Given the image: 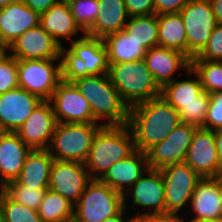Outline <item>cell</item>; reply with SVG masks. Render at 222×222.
Returning a JSON list of instances; mask_svg holds the SVG:
<instances>
[{
  "instance_id": "obj_17",
  "label": "cell",
  "mask_w": 222,
  "mask_h": 222,
  "mask_svg": "<svg viewBox=\"0 0 222 222\" xmlns=\"http://www.w3.org/2000/svg\"><path fill=\"white\" fill-rule=\"evenodd\" d=\"M42 101L20 87L0 94V126L4 132H17Z\"/></svg>"
},
{
  "instance_id": "obj_33",
  "label": "cell",
  "mask_w": 222,
  "mask_h": 222,
  "mask_svg": "<svg viewBox=\"0 0 222 222\" xmlns=\"http://www.w3.org/2000/svg\"><path fill=\"white\" fill-rule=\"evenodd\" d=\"M70 11L83 33H87L95 23L99 13V0H69Z\"/></svg>"
},
{
  "instance_id": "obj_12",
  "label": "cell",
  "mask_w": 222,
  "mask_h": 222,
  "mask_svg": "<svg viewBox=\"0 0 222 222\" xmlns=\"http://www.w3.org/2000/svg\"><path fill=\"white\" fill-rule=\"evenodd\" d=\"M196 129L182 122L163 141L151 147L146 152L149 168L160 170L168 165L183 163Z\"/></svg>"
},
{
  "instance_id": "obj_25",
  "label": "cell",
  "mask_w": 222,
  "mask_h": 222,
  "mask_svg": "<svg viewBox=\"0 0 222 222\" xmlns=\"http://www.w3.org/2000/svg\"><path fill=\"white\" fill-rule=\"evenodd\" d=\"M40 25L61 46V39L66 38L73 42L72 37L82 31L75 22L68 3L61 1L40 14Z\"/></svg>"
},
{
  "instance_id": "obj_43",
  "label": "cell",
  "mask_w": 222,
  "mask_h": 222,
  "mask_svg": "<svg viewBox=\"0 0 222 222\" xmlns=\"http://www.w3.org/2000/svg\"><path fill=\"white\" fill-rule=\"evenodd\" d=\"M143 222H185V220L178 215L166 214L147 218Z\"/></svg>"
},
{
  "instance_id": "obj_30",
  "label": "cell",
  "mask_w": 222,
  "mask_h": 222,
  "mask_svg": "<svg viewBox=\"0 0 222 222\" xmlns=\"http://www.w3.org/2000/svg\"><path fill=\"white\" fill-rule=\"evenodd\" d=\"M123 31L135 41L140 43L146 51L158 46V20L157 15L131 16Z\"/></svg>"
},
{
  "instance_id": "obj_6",
  "label": "cell",
  "mask_w": 222,
  "mask_h": 222,
  "mask_svg": "<svg viewBox=\"0 0 222 222\" xmlns=\"http://www.w3.org/2000/svg\"><path fill=\"white\" fill-rule=\"evenodd\" d=\"M124 208V195L93 179L74 204L72 222H103Z\"/></svg>"
},
{
  "instance_id": "obj_47",
  "label": "cell",
  "mask_w": 222,
  "mask_h": 222,
  "mask_svg": "<svg viewBox=\"0 0 222 222\" xmlns=\"http://www.w3.org/2000/svg\"><path fill=\"white\" fill-rule=\"evenodd\" d=\"M216 179V184L218 187V193L220 197V205L222 209V171L214 177Z\"/></svg>"
},
{
  "instance_id": "obj_19",
  "label": "cell",
  "mask_w": 222,
  "mask_h": 222,
  "mask_svg": "<svg viewBox=\"0 0 222 222\" xmlns=\"http://www.w3.org/2000/svg\"><path fill=\"white\" fill-rule=\"evenodd\" d=\"M40 24V14L21 0L0 8V47L7 50L14 41Z\"/></svg>"
},
{
  "instance_id": "obj_3",
  "label": "cell",
  "mask_w": 222,
  "mask_h": 222,
  "mask_svg": "<svg viewBox=\"0 0 222 222\" xmlns=\"http://www.w3.org/2000/svg\"><path fill=\"white\" fill-rule=\"evenodd\" d=\"M59 60L61 79L65 82L109 72L108 51L104 40L87 36L85 33L79 39H74L69 49L64 45L61 47Z\"/></svg>"
},
{
  "instance_id": "obj_15",
  "label": "cell",
  "mask_w": 222,
  "mask_h": 222,
  "mask_svg": "<svg viewBox=\"0 0 222 222\" xmlns=\"http://www.w3.org/2000/svg\"><path fill=\"white\" fill-rule=\"evenodd\" d=\"M61 45L39 24L19 36L7 49L16 60L59 59Z\"/></svg>"
},
{
  "instance_id": "obj_31",
  "label": "cell",
  "mask_w": 222,
  "mask_h": 222,
  "mask_svg": "<svg viewBox=\"0 0 222 222\" xmlns=\"http://www.w3.org/2000/svg\"><path fill=\"white\" fill-rule=\"evenodd\" d=\"M73 208L65 197L48 188L37 212L42 222H72Z\"/></svg>"
},
{
  "instance_id": "obj_4",
  "label": "cell",
  "mask_w": 222,
  "mask_h": 222,
  "mask_svg": "<svg viewBox=\"0 0 222 222\" xmlns=\"http://www.w3.org/2000/svg\"><path fill=\"white\" fill-rule=\"evenodd\" d=\"M72 83L90 103L93 117L100 120L102 126L127 124L129 108L113 86L108 73L77 78ZM104 118L108 122H104Z\"/></svg>"
},
{
  "instance_id": "obj_44",
  "label": "cell",
  "mask_w": 222,
  "mask_h": 222,
  "mask_svg": "<svg viewBox=\"0 0 222 222\" xmlns=\"http://www.w3.org/2000/svg\"><path fill=\"white\" fill-rule=\"evenodd\" d=\"M218 24H222V0H209Z\"/></svg>"
},
{
  "instance_id": "obj_41",
  "label": "cell",
  "mask_w": 222,
  "mask_h": 222,
  "mask_svg": "<svg viewBox=\"0 0 222 222\" xmlns=\"http://www.w3.org/2000/svg\"><path fill=\"white\" fill-rule=\"evenodd\" d=\"M189 0H154L155 14L179 13Z\"/></svg>"
},
{
  "instance_id": "obj_7",
  "label": "cell",
  "mask_w": 222,
  "mask_h": 222,
  "mask_svg": "<svg viewBox=\"0 0 222 222\" xmlns=\"http://www.w3.org/2000/svg\"><path fill=\"white\" fill-rule=\"evenodd\" d=\"M101 123H57L48 148L55 160L85 163Z\"/></svg>"
},
{
  "instance_id": "obj_26",
  "label": "cell",
  "mask_w": 222,
  "mask_h": 222,
  "mask_svg": "<svg viewBox=\"0 0 222 222\" xmlns=\"http://www.w3.org/2000/svg\"><path fill=\"white\" fill-rule=\"evenodd\" d=\"M99 4L98 16L86 35L104 39L107 35L122 31L130 17L124 0H99Z\"/></svg>"
},
{
  "instance_id": "obj_29",
  "label": "cell",
  "mask_w": 222,
  "mask_h": 222,
  "mask_svg": "<svg viewBox=\"0 0 222 222\" xmlns=\"http://www.w3.org/2000/svg\"><path fill=\"white\" fill-rule=\"evenodd\" d=\"M103 40L109 64L138 61L145 57L146 50L123 30L107 35Z\"/></svg>"
},
{
  "instance_id": "obj_10",
  "label": "cell",
  "mask_w": 222,
  "mask_h": 222,
  "mask_svg": "<svg viewBox=\"0 0 222 222\" xmlns=\"http://www.w3.org/2000/svg\"><path fill=\"white\" fill-rule=\"evenodd\" d=\"M165 187V215H178L190 203L196 184L202 178L187 163L168 165L160 169Z\"/></svg>"
},
{
  "instance_id": "obj_9",
  "label": "cell",
  "mask_w": 222,
  "mask_h": 222,
  "mask_svg": "<svg viewBox=\"0 0 222 222\" xmlns=\"http://www.w3.org/2000/svg\"><path fill=\"white\" fill-rule=\"evenodd\" d=\"M179 13L186 29L187 56L192 59L204 49L218 23L209 0H189Z\"/></svg>"
},
{
  "instance_id": "obj_16",
  "label": "cell",
  "mask_w": 222,
  "mask_h": 222,
  "mask_svg": "<svg viewBox=\"0 0 222 222\" xmlns=\"http://www.w3.org/2000/svg\"><path fill=\"white\" fill-rule=\"evenodd\" d=\"M56 125L51 102L42 101L16 133L31 150L48 149Z\"/></svg>"
},
{
  "instance_id": "obj_49",
  "label": "cell",
  "mask_w": 222,
  "mask_h": 222,
  "mask_svg": "<svg viewBox=\"0 0 222 222\" xmlns=\"http://www.w3.org/2000/svg\"><path fill=\"white\" fill-rule=\"evenodd\" d=\"M0 222H4L3 211L1 206V189H0Z\"/></svg>"
},
{
  "instance_id": "obj_8",
  "label": "cell",
  "mask_w": 222,
  "mask_h": 222,
  "mask_svg": "<svg viewBox=\"0 0 222 222\" xmlns=\"http://www.w3.org/2000/svg\"><path fill=\"white\" fill-rule=\"evenodd\" d=\"M17 60L18 86L35 94L43 101H49L61 79V61Z\"/></svg>"
},
{
  "instance_id": "obj_48",
  "label": "cell",
  "mask_w": 222,
  "mask_h": 222,
  "mask_svg": "<svg viewBox=\"0 0 222 222\" xmlns=\"http://www.w3.org/2000/svg\"><path fill=\"white\" fill-rule=\"evenodd\" d=\"M19 0H0V8L8 6L11 3L17 2Z\"/></svg>"
},
{
  "instance_id": "obj_52",
  "label": "cell",
  "mask_w": 222,
  "mask_h": 222,
  "mask_svg": "<svg viewBox=\"0 0 222 222\" xmlns=\"http://www.w3.org/2000/svg\"><path fill=\"white\" fill-rule=\"evenodd\" d=\"M58 1H61V2H68L69 0H58Z\"/></svg>"
},
{
  "instance_id": "obj_13",
  "label": "cell",
  "mask_w": 222,
  "mask_h": 222,
  "mask_svg": "<svg viewBox=\"0 0 222 222\" xmlns=\"http://www.w3.org/2000/svg\"><path fill=\"white\" fill-rule=\"evenodd\" d=\"M57 123H99L90 103L72 82L61 81L51 99Z\"/></svg>"
},
{
  "instance_id": "obj_35",
  "label": "cell",
  "mask_w": 222,
  "mask_h": 222,
  "mask_svg": "<svg viewBox=\"0 0 222 222\" xmlns=\"http://www.w3.org/2000/svg\"><path fill=\"white\" fill-rule=\"evenodd\" d=\"M13 201L31 209L38 210L46 190H37L21 186L16 180L8 182L1 188Z\"/></svg>"
},
{
  "instance_id": "obj_24",
  "label": "cell",
  "mask_w": 222,
  "mask_h": 222,
  "mask_svg": "<svg viewBox=\"0 0 222 222\" xmlns=\"http://www.w3.org/2000/svg\"><path fill=\"white\" fill-rule=\"evenodd\" d=\"M54 160L48 149L31 150L25 158L23 168L16 181L21 186L30 189H48Z\"/></svg>"
},
{
  "instance_id": "obj_45",
  "label": "cell",
  "mask_w": 222,
  "mask_h": 222,
  "mask_svg": "<svg viewBox=\"0 0 222 222\" xmlns=\"http://www.w3.org/2000/svg\"><path fill=\"white\" fill-rule=\"evenodd\" d=\"M215 144L217 147V155L222 167V128L214 130Z\"/></svg>"
},
{
  "instance_id": "obj_18",
  "label": "cell",
  "mask_w": 222,
  "mask_h": 222,
  "mask_svg": "<svg viewBox=\"0 0 222 222\" xmlns=\"http://www.w3.org/2000/svg\"><path fill=\"white\" fill-rule=\"evenodd\" d=\"M184 162L202 178L215 177L222 171L212 130L196 129Z\"/></svg>"
},
{
  "instance_id": "obj_51",
  "label": "cell",
  "mask_w": 222,
  "mask_h": 222,
  "mask_svg": "<svg viewBox=\"0 0 222 222\" xmlns=\"http://www.w3.org/2000/svg\"><path fill=\"white\" fill-rule=\"evenodd\" d=\"M4 133V130L2 129V127L0 126V136Z\"/></svg>"
},
{
  "instance_id": "obj_39",
  "label": "cell",
  "mask_w": 222,
  "mask_h": 222,
  "mask_svg": "<svg viewBox=\"0 0 222 222\" xmlns=\"http://www.w3.org/2000/svg\"><path fill=\"white\" fill-rule=\"evenodd\" d=\"M222 128V92L210 93V104L205 119V129Z\"/></svg>"
},
{
  "instance_id": "obj_27",
  "label": "cell",
  "mask_w": 222,
  "mask_h": 222,
  "mask_svg": "<svg viewBox=\"0 0 222 222\" xmlns=\"http://www.w3.org/2000/svg\"><path fill=\"white\" fill-rule=\"evenodd\" d=\"M194 75L197 79H174L164 85L160 96L177 111L192 102H210V93L203 90L198 75Z\"/></svg>"
},
{
  "instance_id": "obj_1",
  "label": "cell",
  "mask_w": 222,
  "mask_h": 222,
  "mask_svg": "<svg viewBox=\"0 0 222 222\" xmlns=\"http://www.w3.org/2000/svg\"><path fill=\"white\" fill-rule=\"evenodd\" d=\"M181 123L178 111L161 96L129 108L127 125L136 149L144 153L163 141Z\"/></svg>"
},
{
  "instance_id": "obj_38",
  "label": "cell",
  "mask_w": 222,
  "mask_h": 222,
  "mask_svg": "<svg viewBox=\"0 0 222 222\" xmlns=\"http://www.w3.org/2000/svg\"><path fill=\"white\" fill-rule=\"evenodd\" d=\"M192 59L222 61V24H217L204 49Z\"/></svg>"
},
{
  "instance_id": "obj_5",
  "label": "cell",
  "mask_w": 222,
  "mask_h": 222,
  "mask_svg": "<svg viewBox=\"0 0 222 222\" xmlns=\"http://www.w3.org/2000/svg\"><path fill=\"white\" fill-rule=\"evenodd\" d=\"M109 65L111 82L128 108L161 95L144 59Z\"/></svg>"
},
{
  "instance_id": "obj_21",
  "label": "cell",
  "mask_w": 222,
  "mask_h": 222,
  "mask_svg": "<svg viewBox=\"0 0 222 222\" xmlns=\"http://www.w3.org/2000/svg\"><path fill=\"white\" fill-rule=\"evenodd\" d=\"M148 168L146 153L136 149L127 158L114 163L99 180L124 195Z\"/></svg>"
},
{
  "instance_id": "obj_2",
  "label": "cell",
  "mask_w": 222,
  "mask_h": 222,
  "mask_svg": "<svg viewBox=\"0 0 222 222\" xmlns=\"http://www.w3.org/2000/svg\"><path fill=\"white\" fill-rule=\"evenodd\" d=\"M136 150L128 125H103L94 134L85 162L92 179H100L117 161L127 158Z\"/></svg>"
},
{
  "instance_id": "obj_36",
  "label": "cell",
  "mask_w": 222,
  "mask_h": 222,
  "mask_svg": "<svg viewBox=\"0 0 222 222\" xmlns=\"http://www.w3.org/2000/svg\"><path fill=\"white\" fill-rule=\"evenodd\" d=\"M6 52L0 54V94L19 87L17 60Z\"/></svg>"
},
{
  "instance_id": "obj_46",
  "label": "cell",
  "mask_w": 222,
  "mask_h": 222,
  "mask_svg": "<svg viewBox=\"0 0 222 222\" xmlns=\"http://www.w3.org/2000/svg\"><path fill=\"white\" fill-rule=\"evenodd\" d=\"M125 213V207L117 214L112 217L105 219L103 222H138L133 216L132 218L123 217ZM125 218V219H124Z\"/></svg>"
},
{
  "instance_id": "obj_23",
  "label": "cell",
  "mask_w": 222,
  "mask_h": 222,
  "mask_svg": "<svg viewBox=\"0 0 222 222\" xmlns=\"http://www.w3.org/2000/svg\"><path fill=\"white\" fill-rule=\"evenodd\" d=\"M190 204L193 213H195V217H191L190 222L222 219L220 197L214 177H205L198 181Z\"/></svg>"
},
{
  "instance_id": "obj_11",
  "label": "cell",
  "mask_w": 222,
  "mask_h": 222,
  "mask_svg": "<svg viewBox=\"0 0 222 222\" xmlns=\"http://www.w3.org/2000/svg\"><path fill=\"white\" fill-rule=\"evenodd\" d=\"M147 175V176H146ZM132 193H131V192ZM132 194L133 206L149 207L153 210L144 213H138L134 218L138 222H143L145 219L165 215V187L163 175L158 169L148 168L139 180L124 194V207L126 206V194Z\"/></svg>"
},
{
  "instance_id": "obj_34",
  "label": "cell",
  "mask_w": 222,
  "mask_h": 222,
  "mask_svg": "<svg viewBox=\"0 0 222 222\" xmlns=\"http://www.w3.org/2000/svg\"><path fill=\"white\" fill-rule=\"evenodd\" d=\"M1 206L4 222H42L37 210L13 201L2 189Z\"/></svg>"
},
{
  "instance_id": "obj_32",
  "label": "cell",
  "mask_w": 222,
  "mask_h": 222,
  "mask_svg": "<svg viewBox=\"0 0 222 222\" xmlns=\"http://www.w3.org/2000/svg\"><path fill=\"white\" fill-rule=\"evenodd\" d=\"M187 73L198 75L204 91L222 92V61L191 59V68Z\"/></svg>"
},
{
  "instance_id": "obj_37",
  "label": "cell",
  "mask_w": 222,
  "mask_h": 222,
  "mask_svg": "<svg viewBox=\"0 0 222 222\" xmlns=\"http://www.w3.org/2000/svg\"><path fill=\"white\" fill-rule=\"evenodd\" d=\"M210 102H192L181 108L178 113L183 123L197 128H205V119Z\"/></svg>"
},
{
  "instance_id": "obj_28",
  "label": "cell",
  "mask_w": 222,
  "mask_h": 222,
  "mask_svg": "<svg viewBox=\"0 0 222 222\" xmlns=\"http://www.w3.org/2000/svg\"><path fill=\"white\" fill-rule=\"evenodd\" d=\"M158 46L178 50L187 55L186 29L180 13L157 15Z\"/></svg>"
},
{
  "instance_id": "obj_20",
  "label": "cell",
  "mask_w": 222,
  "mask_h": 222,
  "mask_svg": "<svg viewBox=\"0 0 222 222\" xmlns=\"http://www.w3.org/2000/svg\"><path fill=\"white\" fill-rule=\"evenodd\" d=\"M144 61L160 88L176 79L173 74L180 68L185 71L191 68V59L186 54L159 46L147 50Z\"/></svg>"
},
{
  "instance_id": "obj_14",
  "label": "cell",
  "mask_w": 222,
  "mask_h": 222,
  "mask_svg": "<svg viewBox=\"0 0 222 222\" xmlns=\"http://www.w3.org/2000/svg\"><path fill=\"white\" fill-rule=\"evenodd\" d=\"M92 180L85 163L54 160L49 189L65 197L74 205Z\"/></svg>"
},
{
  "instance_id": "obj_42",
  "label": "cell",
  "mask_w": 222,
  "mask_h": 222,
  "mask_svg": "<svg viewBox=\"0 0 222 222\" xmlns=\"http://www.w3.org/2000/svg\"><path fill=\"white\" fill-rule=\"evenodd\" d=\"M29 8L38 12L39 14L46 12L50 7L58 2V0H21Z\"/></svg>"
},
{
  "instance_id": "obj_22",
  "label": "cell",
  "mask_w": 222,
  "mask_h": 222,
  "mask_svg": "<svg viewBox=\"0 0 222 222\" xmlns=\"http://www.w3.org/2000/svg\"><path fill=\"white\" fill-rule=\"evenodd\" d=\"M30 151L16 132H4L0 136V189L19 177Z\"/></svg>"
},
{
  "instance_id": "obj_50",
  "label": "cell",
  "mask_w": 222,
  "mask_h": 222,
  "mask_svg": "<svg viewBox=\"0 0 222 222\" xmlns=\"http://www.w3.org/2000/svg\"><path fill=\"white\" fill-rule=\"evenodd\" d=\"M198 222H222V219L221 220H212V221H198Z\"/></svg>"
},
{
  "instance_id": "obj_40",
  "label": "cell",
  "mask_w": 222,
  "mask_h": 222,
  "mask_svg": "<svg viewBox=\"0 0 222 222\" xmlns=\"http://www.w3.org/2000/svg\"><path fill=\"white\" fill-rule=\"evenodd\" d=\"M129 16H149L155 14L154 0H124Z\"/></svg>"
}]
</instances>
